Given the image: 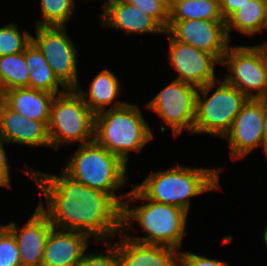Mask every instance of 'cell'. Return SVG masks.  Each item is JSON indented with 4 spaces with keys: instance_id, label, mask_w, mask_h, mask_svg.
Masks as SVG:
<instances>
[{
    "instance_id": "1",
    "label": "cell",
    "mask_w": 267,
    "mask_h": 266,
    "mask_svg": "<svg viewBox=\"0 0 267 266\" xmlns=\"http://www.w3.org/2000/svg\"><path fill=\"white\" fill-rule=\"evenodd\" d=\"M25 173L44 194L48 207L45 209L41 199L38 206L53 229L82 232L104 243L122 232V206L109 193L89 188L64 171L61 176L39 170Z\"/></svg>"
},
{
    "instance_id": "2",
    "label": "cell",
    "mask_w": 267,
    "mask_h": 266,
    "mask_svg": "<svg viewBox=\"0 0 267 266\" xmlns=\"http://www.w3.org/2000/svg\"><path fill=\"white\" fill-rule=\"evenodd\" d=\"M128 192L127 201L122 206V231L133 229L136 220L140 227L148 234L146 237L128 236L133 241L148 244H161L179 249L185 228L188 213L184 210L147 199L135 186ZM146 200V204L129 207L132 200ZM131 200V201H130ZM129 201V202H128ZM132 220V221H131Z\"/></svg>"
},
{
    "instance_id": "3",
    "label": "cell",
    "mask_w": 267,
    "mask_h": 266,
    "mask_svg": "<svg viewBox=\"0 0 267 266\" xmlns=\"http://www.w3.org/2000/svg\"><path fill=\"white\" fill-rule=\"evenodd\" d=\"M220 169L173 166L149 174L135 187L149 200L189 212L190 198L203 192L221 189Z\"/></svg>"
},
{
    "instance_id": "4",
    "label": "cell",
    "mask_w": 267,
    "mask_h": 266,
    "mask_svg": "<svg viewBox=\"0 0 267 266\" xmlns=\"http://www.w3.org/2000/svg\"><path fill=\"white\" fill-rule=\"evenodd\" d=\"M153 138L137 104L126 102L95 114L94 140L126 164L130 151L140 152Z\"/></svg>"
},
{
    "instance_id": "5",
    "label": "cell",
    "mask_w": 267,
    "mask_h": 266,
    "mask_svg": "<svg viewBox=\"0 0 267 266\" xmlns=\"http://www.w3.org/2000/svg\"><path fill=\"white\" fill-rule=\"evenodd\" d=\"M63 170L83 185L109 193L121 206L128 192L120 197L114 193L126 184V163L117 155L110 153L95 140L78 145L77 152L68 157Z\"/></svg>"
},
{
    "instance_id": "6",
    "label": "cell",
    "mask_w": 267,
    "mask_h": 266,
    "mask_svg": "<svg viewBox=\"0 0 267 266\" xmlns=\"http://www.w3.org/2000/svg\"><path fill=\"white\" fill-rule=\"evenodd\" d=\"M95 114L75 89L55 95L48 122L51 148L59 150L66 143L79 145L94 140Z\"/></svg>"
},
{
    "instance_id": "7",
    "label": "cell",
    "mask_w": 267,
    "mask_h": 266,
    "mask_svg": "<svg viewBox=\"0 0 267 266\" xmlns=\"http://www.w3.org/2000/svg\"><path fill=\"white\" fill-rule=\"evenodd\" d=\"M216 82L198 89L193 133H206L223 138L249 98L225 80L218 79L220 85L213 90ZM211 90L213 93L207 97Z\"/></svg>"
},
{
    "instance_id": "8",
    "label": "cell",
    "mask_w": 267,
    "mask_h": 266,
    "mask_svg": "<svg viewBox=\"0 0 267 266\" xmlns=\"http://www.w3.org/2000/svg\"><path fill=\"white\" fill-rule=\"evenodd\" d=\"M221 65H227L230 71L224 80L249 99H256L267 94L266 43L254 46L233 47L229 45Z\"/></svg>"
},
{
    "instance_id": "9",
    "label": "cell",
    "mask_w": 267,
    "mask_h": 266,
    "mask_svg": "<svg viewBox=\"0 0 267 266\" xmlns=\"http://www.w3.org/2000/svg\"><path fill=\"white\" fill-rule=\"evenodd\" d=\"M198 87L173 80L145 107L157 113L177 137L183 130L193 133Z\"/></svg>"
},
{
    "instance_id": "10",
    "label": "cell",
    "mask_w": 267,
    "mask_h": 266,
    "mask_svg": "<svg viewBox=\"0 0 267 266\" xmlns=\"http://www.w3.org/2000/svg\"><path fill=\"white\" fill-rule=\"evenodd\" d=\"M36 37L32 42L43 54L57 79L67 88L76 89L77 51L66 34L65 27L36 26Z\"/></svg>"
},
{
    "instance_id": "11",
    "label": "cell",
    "mask_w": 267,
    "mask_h": 266,
    "mask_svg": "<svg viewBox=\"0 0 267 266\" xmlns=\"http://www.w3.org/2000/svg\"><path fill=\"white\" fill-rule=\"evenodd\" d=\"M166 31L181 43L214 54L221 62L229 47L224 20H169Z\"/></svg>"
},
{
    "instance_id": "12",
    "label": "cell",
    "mask_w": 267,
    "mask_h": 266,
    "mask_svg": "<svg viewBox=\"0 0 267 266\" xmlns=\"http://www.w3.org/2000/svg\"><path fill=\"white\" fill-rule=\"evenodd\" d=\"M169 37V62L177 72V80L198 88L215 82V65L222 62L214 55Z\"/></svg>"
},
{
    "instance_id": "13",
    "label": "cell",
    "mask_w": 267,
    "mask_h": 266,
    "mask_svg": "<svg viewBox=\"0 0 267 266\" xmlns=\"http://www.w3.org/2000/svg\"><path fill=\"white\" fill-rule=\"evenodd\" d=\"M223 138L228 139L232 160L242 159L259 146L265 153L263 113L256 99L247 100Z\"/></svg>"
},
{
    "instance_id": "14",
    "label": "cell",
    "mask_w": 267,
    "mask_h": 266,
    "mask_svg": "<svg viewBox=\"0 0 267 266\" xmlns=\"http://www.w3.org/2000/svg\"><path fill=\"white\" fill-rule=\"evenodd\" d=\"M15 237L22 266H42L46 240L53 229L47 215L36 207L28 222L19 228L14 222L5 226Z\"/></svg>"
},
{
    "instance_id": "15",
    "label": "cell",
    "mask_w": 267,
    "mask_h": 266,
    "mask_svg": "<svg viewBox=\"0 0 267 266\" xmlns=\"http://www.w3.org/2000/svg\"><path fill=\"white\" fill-rule=\"evenodd\" d=\"M0 139L6 144L51 147L48 122L36 121L22 116L0 100Z\"/></svg>"
},
{
    "instance_id": "16",
    "label": "cell",
    "mask_w": 267,
    "mask_h": 266,
    "mask_svg": "<svg viewBox=\"0 0 267 266\" xmlns=\"http://www.w3.org/2000/svg\"><path fill=\"white\" fill-rule=\"evenodd\" d=\"M120 235V240L113 244L120 266H179V249L133 241L124 231Z\"/></svg>"
},
{
    "instance_id": "17",
    "label": "cell",
    "mask_w": 267,
    "mask_h": 266,
    "mask_svg": "<svg viewBox=\"0 0 267 266\" xmlns=\"http://www.w3.org/2000/svg\"><path fill=\"white\" fill-rule=\"evenodd\" d=\"M102 25L123 30L124 33H165V29L149 14L139 7L127 4L123 0H111L103 3Z\"/></svg>"
},
{
    "instance_id": "18",
    "label": "cell",
    "mask_w": 267,
    "mask_h": 266,
    "mask_svg": "<svg viewBox=\"0 0 267 266\" xmlns=\"http://www.w3.org/2000/svg\"><path fill=\"white\" fill-rule=\"evenodd\" d=\"M89 238L78 231L52 229L46 240L42 266H76L88 248Z\"/></svg>"
},
{
    "instance_id": "19",
    "label": "cell",
    "mask_w": 267,
    "mask_h": 266,
    "mask_svg": "<svg viewBox=\"0 0 267 266\" xmlns=\"http://www.w3.org/2000/svg\"><path fill=\"white\" fill-rule=\"evenodd\" d=\"M54 97L52 93L27 87L5 91L2 100L28 119L49 122Z\"/></svg>"
},
{
    "instance_id": "20",
    "label": "cell",
    "mask_w": 267,
    "mask_h": 266,
    "mask_svg": "<svg viewBox=\"0 0 267 266\" xmlns=\"http://www.w3.org/2000/svg\"><path fill=\"white\" fill-rule=\"evenodd\" d=\"M120 83L118 78L108 69H103L98 73L89 86V92L82 91L80 85L76 91L82 97L89 109L97 114L105 110L107 105L111 108L123 106L126 102L114 101L120 93ZM89 98V99H87Z\"/></svg>"
},
{
    "instance_id": "21",
    "label": "cell",
    "mask_w": 267,
    "mask_h": 266,
    "mask_svg": "<svg viewBox=\"0 0 267 266\" xmlns=\"http://www.w3.org/2000/svg\"><path fill=\"white\" fill-rule=\"evenodd\" d=\"M25 60L29 68V88L58 95L68 89L57 79L47 60L31 42L25 49ZM59 86L63 89H60Z\"/></svg>"
},
{
    "instance_id": "22",
    "label": "cell",
    "mask_w": 267,
    "mask_h": 266,
    "mask_svg": "<svg viewBox=\"0 0 267 266\" xmlns=\"http://www.w3.org/2000/svg\"><path fill=\"white\" fill-rule=\"evenodd\" d=\"M265 19L266 0L247 1L225 21L228 39L232 28L248 36L262 32Z\"/></svg>"
},
{
    "instance_id": "23",
    "label": "cell",
    "mask_w": 267,
    "mask_h": 266,
    "mask_svg": "<svg viewBox=\"0 0 267 266\" xmlns=\"http://www.w3.org/2000/svg\"><path fill=\"white\" fill-rule=\"evenodd\" d=\"M223 20L219 4L209 0H170L169 20Z\"/></svg>"
},
{
    "instance_id": "24",
    "label": "cell",
    "mask_w": 267,
    "mask_h": 266,
    "mask_svg": "<svg viewBox=\"0 0 267 266\" xmlns=\"http://www.w3.org/2000/svg\"><path fill=\"white\" fill-rule=\"evenodd\" d=\"M0 87L3 93L16 88H29L25 51L0 57Z\"/></svg>"
},
{
    "instance_id": "25",
    "label": "cell",
    "mask_w": 267,
    "mask_h": 266,
    "mask_svg": "<svg viewBox=\"0 0 267 266\" xmlns=\"http://www.w3.org/2000/svg\"><path fill=\"white\" fill-rule=\"evenodd\" d=\"M41 15L43 21H38L36 26L65 27V23L72 16L74 0H41Z\"/></svg>"
},
{
    "instance_id": "26",
    "label": "cell",
    "mask_w": 267,
    "mask_h": 266,
    "mask_svg": "<svg viewBox=\"0 0 267 266\" xmlns=\"http://www.w3.org/2000/svg\"><path fill=\"white\" fill-rule=\"evenodd\" d=\"M31 42L32 35L26 30L21 35L15 23L0 27V57L21 53Z\"/></svg>"
},
{
    "instance_id": "27",
    "label": "cell",
    "mask_w": 267,
    "mask_h": 266,
    "mask_svg": "<svg viewBox=\"0 0 267 266\" xmlns=\"http://www.w3.org/2000/svg\"><path fill=\"white\" fill-rule=\"evenodd\" d=\"M0 266H22L18 245L13 234L0 224Z\"/></svg>"
},
{
    "instance_id": "28",
    "label": "cell",
    "mask_w": 267,
    "mask_h": 266,
    "mask_svg": "<svg viewBox=\"0 0 267 266\" xmlns=\"http://www.w3.org/2000/svg\"><path fill=\"white\" fill-rule=\"evenodd\" d=\"M152 16L165 30L168 28L170 0H123Z\"/></svg>"
},
{
    "instance_id": "29",
    "label": "cell",
    "mask_w": 267,
    "mask_h": 266,
    "mask_svg": "<svg viewBox=\"0 0 267 266\" xmlns=\"http://www.w3.org/2000/svg\"><path fill=\"white\" fill-rule=\"evenodd\" d=\"M108 246V253H90L84 254L76 266H120V260L116 248L112 244L105 243Z\"/></svg>"
},
{
    "instance_id": "30",
    "label": "cell",
    "mask_w": 267,
    "mask_h": 266,
    "mask_svg": "<svg viewBox=\"0 0 267 266\" xmlns=\"http://www.w3.org/2000/svg\"><path fill=\"white\" fill-rule=\"evenodd\" d=\"M179 266H229L227 263L180 251Z\"/></svg>"
},
{
    "instance_id": "31",
    "label": "cell",
    "mask_w": 267,
    "mask_h": 266,
    "mask_svg": "<svg viewBox=\"0 0 267 266\" xmlns=\"http://www.w3.org/2000/svg\"><path fill=\"white\" fill-rule=\"evenodd\" d=\"M4 143L6 142L0 139V187H10V166L8 165Z\"/></svg>"
},
{
    "instance_id": "32",
    "label": "cell",
    "mask_w": 267,
    "mask_h": 266,
    "mask_svg": "<svg viewBox=\"0 0 267 266\" xmlns=\"http://www.w3.org/2000/svg\"><path fill=\"white\" fill-rule=\"evenodd\" d=\"M249 0H221L219 9L221 16L226 21L236 10Z\"/></svg>"
},
{
    "instance_id": "33",
    "label": "cell",
    "mask_w": 267,
    "mask_h": 266,
    "mask_svg": "<svg viewBox=\"0 0 267 266\" xmlns=\"http://www.w3.org/2000/svg\"><path fill=\"white\" fill-rule=\"evenodd\" d=\"M256 100L261 105V110L263 113V133L265 141V155L267 157V94L256 98Z\"/></svg>"
},
{
    "instance_id": "34",
    "label": "cell",
    "mask_w": 267,
    "mask_h": 266,
    "mask_svg": "<svg viewBox=\"0 0 267 266\" xmlns=\"http://www.w3.org/2000/svg\"><path fill=\"white\" fill-rule=\"evenodd\" d=\"M264 242H265V244H266V246H267V226H266V228H265V231H264Z\"/></svg>"
},
{
    "instance_id": "35",
    "label": "cell",
    "mask_w": 267,
    "mask_h": 266,
    "mask_svg": "<svg viewBox=\"0 0 267 266\" xmlns=\"http://www.w3.org/2000/svg\"><path fill=\"white\" fill-rule=\"evenodd\" d=\"M264 28H267V0H266V19H265V23H264L263 29Z\"/></svg>"
},
{
    "instance_id": "36",
    "label": "cell",
    "mask_w": 267,
    "mask_h": 266,
    "mask_svg": "<svg viewBox=\"0 0 267 266\" xmlns=\"http://www.w3.org/2000/svg\"><path fill=\"white\" fill-rule=\"evenodd\" d=\"M2 97H3V91H2V89L0 87V100L2 99Z\"/></svg>"
},
{
    "instance_id": "37",
    "label": "cell",
    "mask_w": 267,
    "mask_h": 266,
    "mask_svg": "<svg viewBox=\"0 0 267 266\" xmlns=\"http://www.w3.org/2000/svg\"><path fill=\"white\" fill-rule=\"evenodd\" d=\"M209 1H214V2H216V3H218V4H220V1H221V0H209Z\"/></svg>"
}]
</instances>
